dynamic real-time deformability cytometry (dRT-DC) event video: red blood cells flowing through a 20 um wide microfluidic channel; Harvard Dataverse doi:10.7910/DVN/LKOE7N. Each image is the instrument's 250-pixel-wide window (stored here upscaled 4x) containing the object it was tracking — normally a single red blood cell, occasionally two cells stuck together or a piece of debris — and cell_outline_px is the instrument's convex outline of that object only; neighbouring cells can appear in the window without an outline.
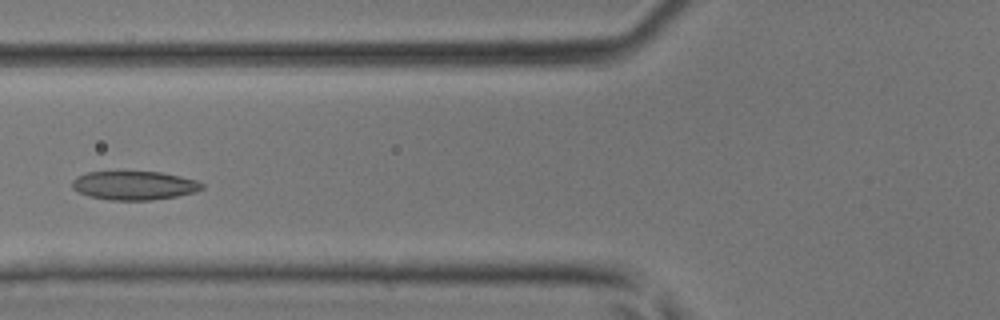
{"species": "common noctule bat (a hibernating species)", "species_latin": "Nyctalus noctula", "temperature_condition": "room temperature", "stored_images_in_passage": 35, "camera_frame_rate_fps": 3000, "um_per_image_px": 0.085, "animal": {"sex": "male", "body_mass_g": 17.9, "forearm_length_mm": 54.2}, "frame": {"image": 1, "passage_image": 10, "time_ms": 3.0, "image_size_px": [1000, 320], "cell_outline_px": [[204, 188], [196, 192], [176, 196], [152, 200], [108, 200], [88, 196], [72, 188], [72, 180], [76, 176], [88, 172], [160, 172], [180, 176], [196, 180], [204, 184]], "centroid_in_image_um": [11.41, 15.77], "position_along_channel_um": 114.4, "area_um2": 21.79}}
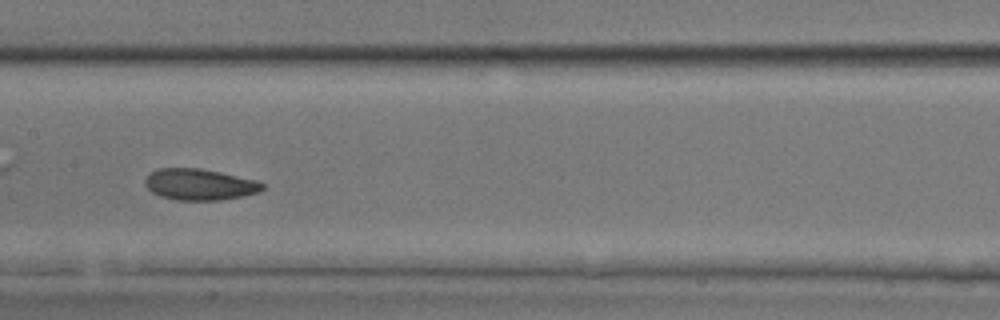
{"frame": {"image": 2, "passage_image": 15, "time_ms": 4.667, "image_size_px": [1000, 320], "cell_outline_px": [[264, 188], [260, 192], [244, 196], [220, 200], [176, 200], [160, 196], [152, 192], [144, 184], [144, 180], [148, 172], [156, 168], [200, 168], [220, 172], [256, 180], [264, 184]], "centroid_in_image_um": [16.94, 15.67], "position_along_channel_um": 190.5, "area_um2": 21.62}}
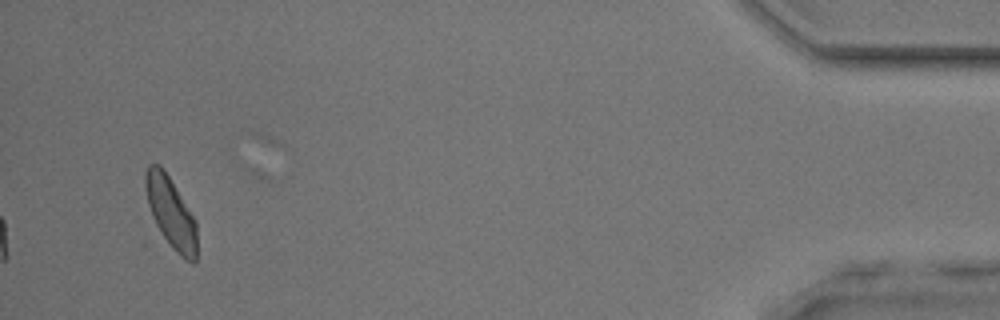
{"frame": {"image": 3, "passage_image": 35, "time_ms": 11.333, "image_size_px": [1000, 320], "cell_outline_px": [[196, 264], [192, 264], [180, 256], [172, 248], [156, 224], [152, 216], [148, 204], [144, 184], [144, 172], [148, 164], [160, 164], [168, 176], [196, 220]], "centroid_in_image_um": [14.51, 18.07], "position_along_channel_um": 420.7, "area_um2": 21.1}}